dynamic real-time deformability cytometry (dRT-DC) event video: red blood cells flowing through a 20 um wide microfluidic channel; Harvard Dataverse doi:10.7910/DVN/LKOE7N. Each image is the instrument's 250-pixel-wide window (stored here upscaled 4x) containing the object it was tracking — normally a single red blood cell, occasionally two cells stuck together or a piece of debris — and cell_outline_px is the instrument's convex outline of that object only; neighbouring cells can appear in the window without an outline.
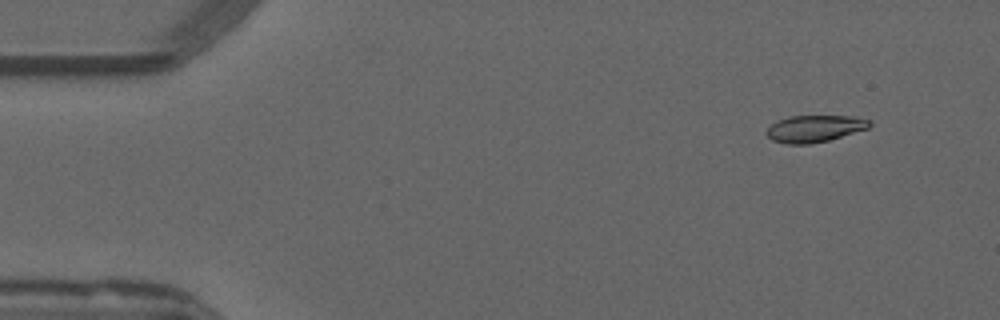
{"species": "common noctule bat (a hibernating species)", "species_latin": "Nyctalus noctula", "temperature_condition": "warm", "stored_images_in_passage": 50, "camera_frame_rate_fps": 3000, "um_per_image_px": 0.085, "animal": {"sex": "male", "forearm_length_mm": 52.5}, "frame": {"image": 1, "passage_image": 1, "time_ms": 0.0, "image_size_px": [1000, 320], "cell_outline_px": [[872, 124], [868, 128], [828, 140], [808, 144], [788, 144], [772, 140], [764, 132], [776, 120], [788, 116], [856, 116], [872, 120]], "centroid_in_image_um": [69.24, 10.92], "position_along_channel_um": 15.8, "area_um2": 16.18}}
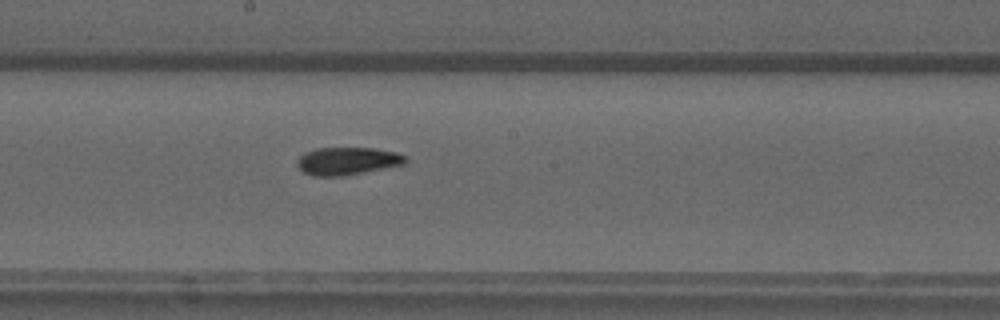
{"frame": {"image": 2, "passage_image": 25, "time_ms": 8.0, "image_size_px": [1000, 320], "cell_outline_px": [[408, 160], [404, 164], [344, 176], [312, 176], [304, 172], [296, 164], [296, 160], [300, 156], [316, 148], [376, 148], [396, 152], [404, 156]], "centroid_in_image_um": [29.52, 13.69], "position_along_channel_um": 218.7, "area_um2": 17.4}}
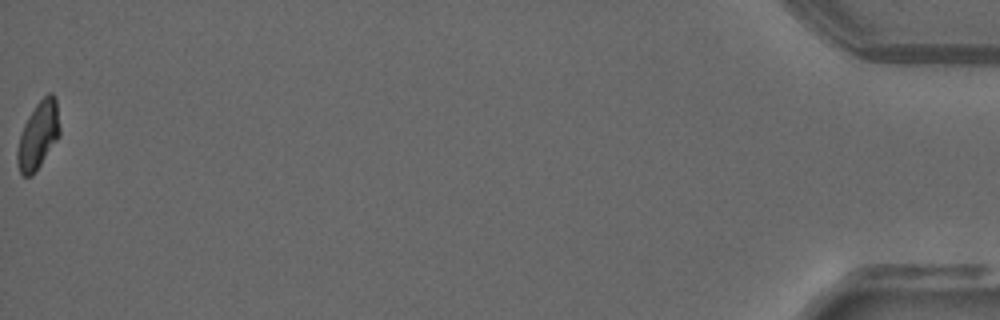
{"frame": {"image": 3, "passage_image": 50, "time_ms": 16.333, "image_size_px": [1000, 320], "cell_outline_px": [[60, 136], [32, 176], [24, 176], [20, 172], [16, 160], [16, 152], [20, 136], [24, 124], [28, 116], [36, 104], [48, 92], [52, 92], [56, 96], [60, 128]], "centroid_in_image_um": [3.26, 11.47], "position_along_channel_um": 431.9, "area_um2": 16.7}, "authors_computed_cell_mechanics": {"area_um2": 17.2244, "velocity_mm_per_s": 3.8355, "shape_relaxation_time_tau1_ms": 5.3868, "shape_relaxation_time_tau2_ms": 4.615, "deformation_change_tau1": 0.1765, "deformation_change_tau2": 0.0795}}